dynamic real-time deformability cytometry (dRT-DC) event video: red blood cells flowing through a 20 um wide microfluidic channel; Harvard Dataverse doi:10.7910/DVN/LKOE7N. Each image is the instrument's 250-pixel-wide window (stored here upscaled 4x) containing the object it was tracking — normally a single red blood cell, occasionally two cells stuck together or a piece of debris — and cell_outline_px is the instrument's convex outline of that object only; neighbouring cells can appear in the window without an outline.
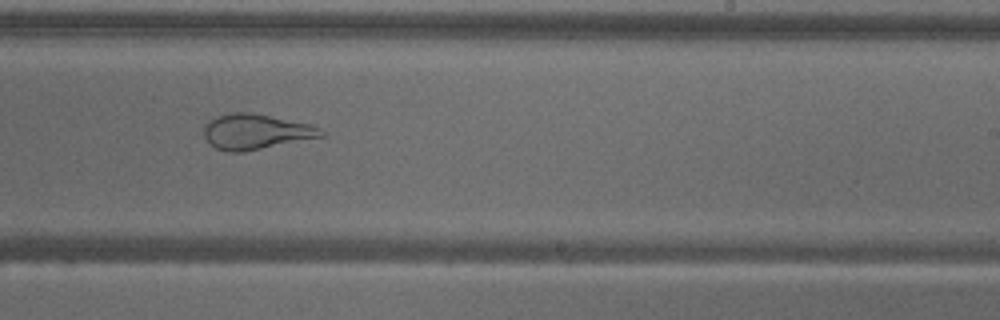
{"species": "common noctule bat (a hibernating species)", "species_latin": "Nyctalus noctula", "temperature_condition": "warm", "stored_images_in_passage": 37, "camera_frame_rate_fps": 3000, "um_per_image_px": 0.085, "animal": {"sex": "male", "body_mass_g": 18.8}, "frame": {"image": 1, "passage_image": 18, "time_ms": 5.667, "image_size_px": [1000, 320], "cell_outline_px": [[328, 136], [244, 152], [228, 152], [216, 148], [208, 144], [204, 136], [204, 124], [212, 116], [228, 112], [252, 112], [312, 124], [328, 132]], "centroid_in_image_um": [21.77, 11.19], "position_along_channel_um": 267.2, "area_um2": 24.97}}
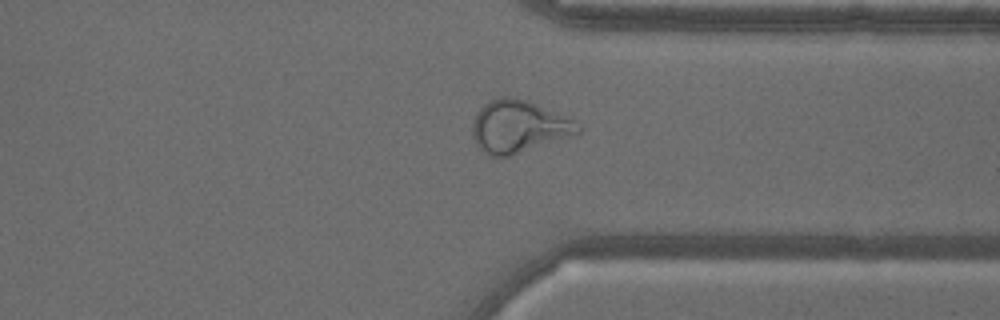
{"frame": {"image": 2, "passage_image": 26, "time_ms": 8.333, "image_size_px": [1000, 320], "cell_outline_px": [[584, 128], [580, 132], [512, 156], [488, 156], [476, 144], [472, 136], [472, 124], [476, 112], [488, 100], [500, 96], [508, 96], [524, 100], [536, 104], [580, 120]], "centroid_in_image_um": [44.11, 10.75], "position_along_channel_um": 367.3, "area_um2": 32.6}}
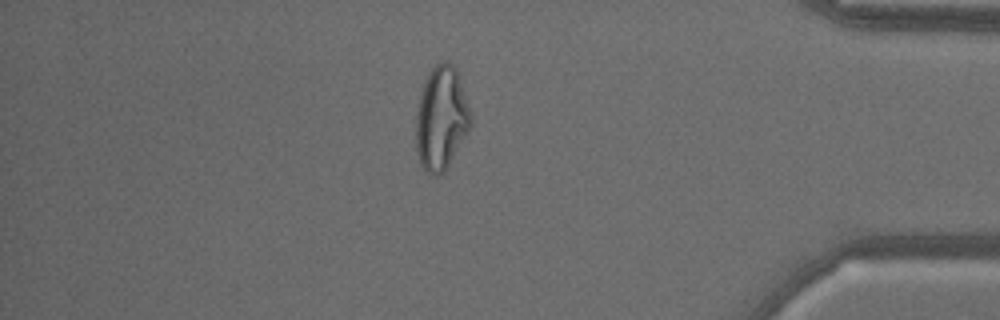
{"frame": {"image": 3, "passage_image": 31, "time_ms": 10.0, "image_size_px": [1000, 320], "cell_outline_px": [[472, 124], [468, 132], [444, 172], [440, 176], [432, 176], [420, 164], [416, 152], [416, 116], [420, 92], [428, 72], [436, 64], [444, 60], [452, 64], [456, 68], [460, 76], [472, 112]], "centroid_in_image_um": [37.52, 10.03], "position_along_channel_um": 397.7, "area_um2": 33.58}}